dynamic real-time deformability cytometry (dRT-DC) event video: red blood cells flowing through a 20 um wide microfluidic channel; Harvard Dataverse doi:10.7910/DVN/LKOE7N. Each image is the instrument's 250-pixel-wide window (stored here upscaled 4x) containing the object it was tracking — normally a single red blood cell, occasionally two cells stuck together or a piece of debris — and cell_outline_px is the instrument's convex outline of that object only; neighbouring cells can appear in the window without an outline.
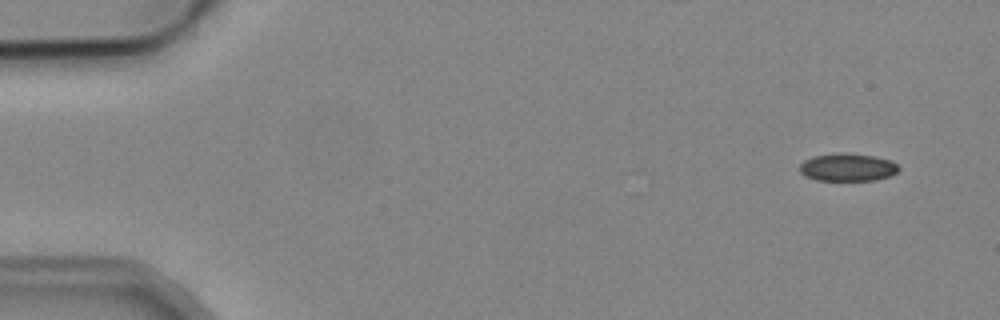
{"species": "common noctule bat (a hibernating species)", "species_latin": "Nyctalus noctula", "temperature_condition": "cold", "stored_images_in_passage": 6, "camera_frame_rate_fps": 3000, "um_per_image_px": 0.085, "animal": {"sex": "male", "body_mass_g": 19.2, "forearm_length_mm": 51.8}, "frame": {"image": 1, "passage_image": 1, "time_ms": 0.0, "image_size_px": [1000, 320], "cell_outline_px": [[900, 168], [892, 176], [876, 180], [816, 180], [804, 176], [800, 172], [800, 164], [804, 160], [812, 156], [840, 152], [844, 152], [872, 156], [892, 160]], "centroid_in_image_um": [72.04, 14.21], "position_along_channel_um": 13.0, "area_um2": 16.18}}
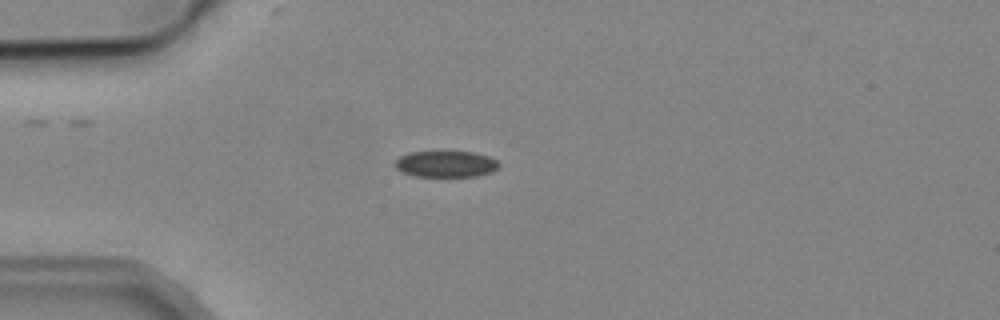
{"frame": {"image": 2, "passage_image": 4, "time_ms": 3.667, "image_size_px": [1000, 320], "cell_outline_px": [[500, 164], [492, 172], [476, 176], [416, 176], [400, 172], [392, 164], [400, 156], [408, 152], [476, 152], [488, 156], [496, 160]], "centroid_in_image_um": [37.86, 13.94], "position_along_channel_um": 47.1, "area_um2": 15.95}}